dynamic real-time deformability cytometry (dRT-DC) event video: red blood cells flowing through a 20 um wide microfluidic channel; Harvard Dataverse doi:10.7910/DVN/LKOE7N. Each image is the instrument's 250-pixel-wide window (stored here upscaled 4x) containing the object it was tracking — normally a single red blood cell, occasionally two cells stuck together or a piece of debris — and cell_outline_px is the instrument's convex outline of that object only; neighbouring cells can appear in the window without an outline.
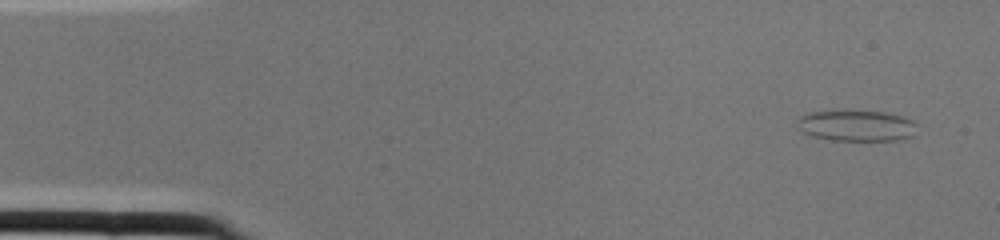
{"species": "common noctule bat (a hibernating species)", "species_latin": "Nyctalus noctula", "temperature_condition": "cold", "stored_images_in_passage": 2, "camera_frame_rate_fps": 3000, "um_per_image_px": 0.085, "animal": {"sex": "female", "body_mass_g": 22.0, "forearm_length_mm": 56.7}, "frame": {"image": 1, "passage_image": 1, "time_ms": 0.0, "image_size_px": [1000, 240], "cell_outline_px": [[916, 124], [912, 136], [900, 140], [832, 140], [812, 136], [804, 132], [796, 124], [796, 120], [804, 112], [884, 112], [900, 116], [912, 120]], "centroid_in_image_um": [72.77, 10.7], "position_along_channel_um": 12.2, "area_um2": 21.21}}
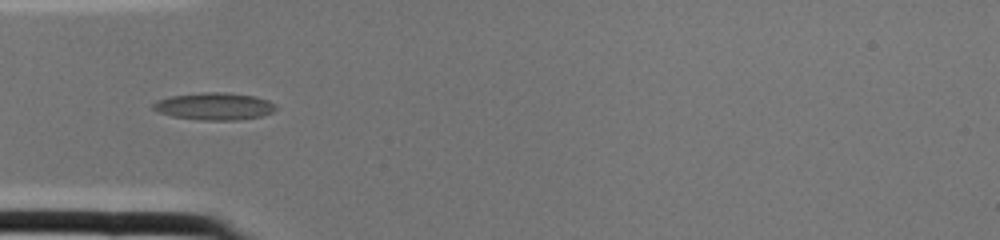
{"frame": {"image": 2, "passage_image": 2, "time_ms": 0.333, "image_size_px": [1000, 240], "cell_outline_px": [[276, 108], [272, 112], [260, 116], [236, 120], [200, 120], [172, 116], [160, 112], [152, 108], [152, 104], [156, 100], [172, 96], [204, 92], [224, 92], [256, 96], [268, 100], [276, 104]], "centroid_in_image_um": [18.22, 9.03], "position_along_channel_um": 66.8, "area_um2": 19.42}}